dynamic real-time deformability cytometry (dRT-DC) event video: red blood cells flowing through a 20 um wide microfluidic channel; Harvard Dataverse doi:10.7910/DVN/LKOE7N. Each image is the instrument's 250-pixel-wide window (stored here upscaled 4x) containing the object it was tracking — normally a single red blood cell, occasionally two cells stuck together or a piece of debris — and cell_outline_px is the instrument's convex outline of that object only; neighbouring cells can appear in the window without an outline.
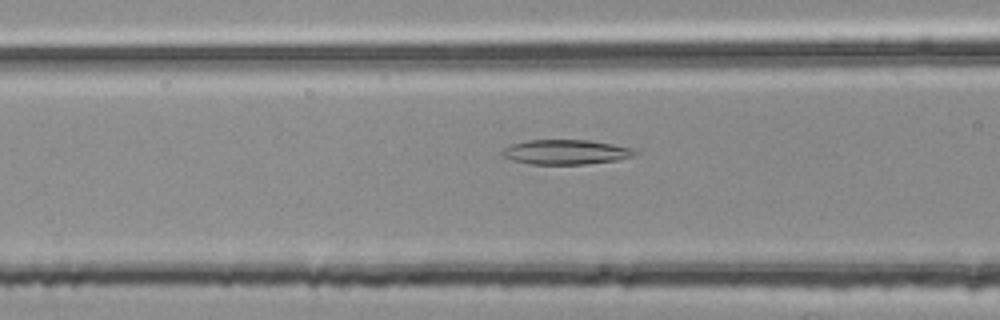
{"species": "common noctule bat (a hibernating species)", "species_latin": "Nyctalus noctula", "temperature_condition": "room temperature", "stored_images_in_passage": 50, "camera_frame_rate_fps": 3000, "um_per_image_px": 0.085, "animal": {"sex": "female", "body_mass_g": 25.1}, "frame": {"image": 1, "passage_image": 17, "time_ms": 5.333, "image_size_px": [1000, 320], "cell_outline_px": [[640, 152], [636, 156], [616, 160], [584, 164], [528, 164], [512, 160], [504, 156], [500, 152], [504, 148], [512, 144], [528, 140], [588, 140], [612, 144], [632, 148]], "centroid_in_image_um": [48.12, 12.92], "position_along_channel_um": 118.5, "area_um2": 19.13}}
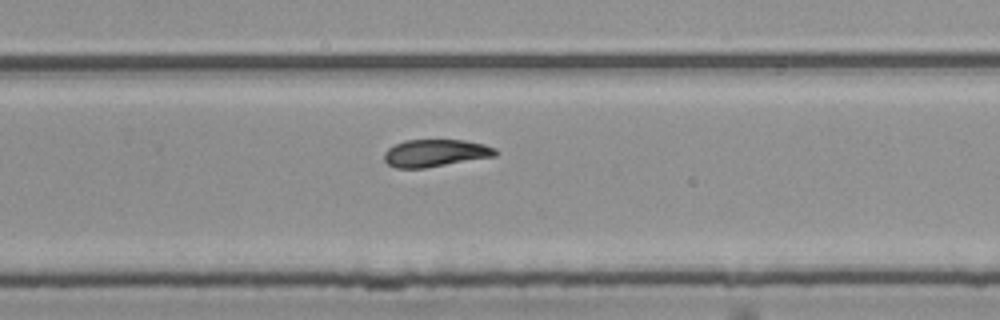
{"frame": {"image": 2, "passage_image": 31, "time_ms": 10.0, "image_size_px": [1000, 320], "cell_outline_px": [[500, 152], [496, 156], [424, 168], [396, 168], [388, 164], [384, 160], [384, 152], [388, 148], [404, 140], [464, 140], [484, 144], [496, 148]], "centroid_in_image_um": [37.03, 13.01], "position_along_channel_um": 292.8, "area_um2": 17.8}}
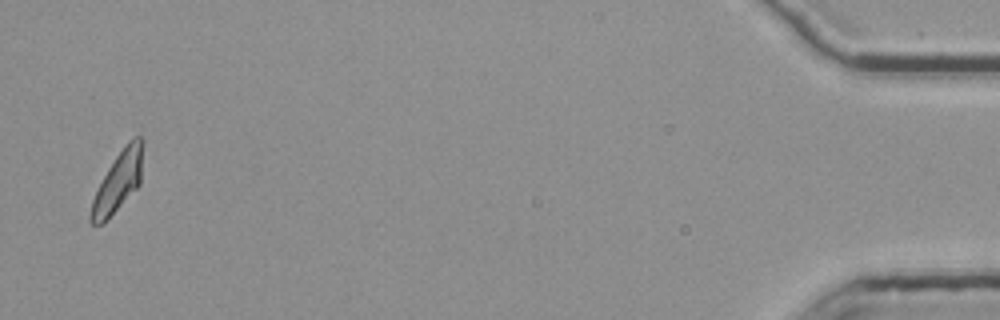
{"frame": {"image": 3, "passage_image": 49, "time_ms": 16.0, "image_size_px": [1000, 320], "cell_outline_px": [[144, 144], [140, 184], [104, 224], [92, 224], [88, 220], [88, 216], [92, 200], [108, 168], [124, 144], [132, 136], [140, 136], [144, 140]], "centroid_in_image_um": [10.05, 15.42], "position_along_channel_um": 425.1, "area_um2": 18.38}, "authors_computed_cell_mechanics": {"area_um2": 18.5827, "velocity_mm_per_s": 3.7489, "shape_relaxation_time_tau1_ms": null, "shape_relaxation_time_tau2_ms": 2.7015, "deformation_change_tau1": null, "deformation_change_tau2": 0.0859}}